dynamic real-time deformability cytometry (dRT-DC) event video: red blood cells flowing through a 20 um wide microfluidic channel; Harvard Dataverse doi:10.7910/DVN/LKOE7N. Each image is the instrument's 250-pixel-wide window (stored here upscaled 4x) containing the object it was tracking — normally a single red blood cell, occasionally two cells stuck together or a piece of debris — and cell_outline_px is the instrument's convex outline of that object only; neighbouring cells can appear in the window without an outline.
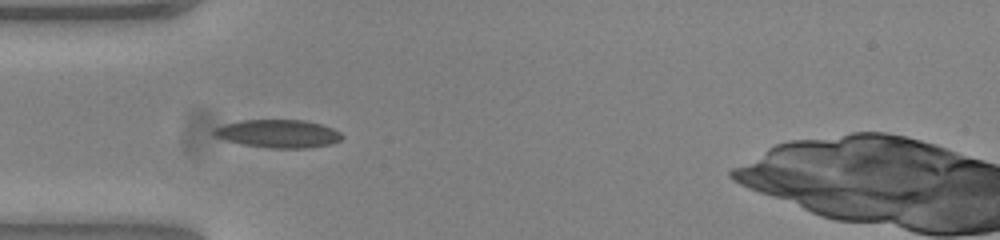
{"species": "common noctule bat (a hibernating species)", "species_latin": "Nyctalus noctula", "temperature_condition": "warm", "stored_images_in_passage": 6, "camera_frame_rate_fps": 3000, "um_per_image_px": 0.085, "animal": {"sex": "female", "body_mass_g": 23.0, "forearm_length_mm": 53.4}, "frame": {"image": 1, "passage_image": 3, "time_ms": 0.667, "image_size_px": [1000, 240], "cell_outline_px": [[344, 136], [340, 140], [328, 144], [304, 148], [268, 148], [240, 144], [216, 136], [212, 132], [212, 128], [224, 124], [240, 120], [304, 120], [320, 124], [332, 128], [340, 132]], "centroid_in_image_um": [23.62, 11.35], "position_along_channel_um": 61.4, "area_um2": 20.87}}